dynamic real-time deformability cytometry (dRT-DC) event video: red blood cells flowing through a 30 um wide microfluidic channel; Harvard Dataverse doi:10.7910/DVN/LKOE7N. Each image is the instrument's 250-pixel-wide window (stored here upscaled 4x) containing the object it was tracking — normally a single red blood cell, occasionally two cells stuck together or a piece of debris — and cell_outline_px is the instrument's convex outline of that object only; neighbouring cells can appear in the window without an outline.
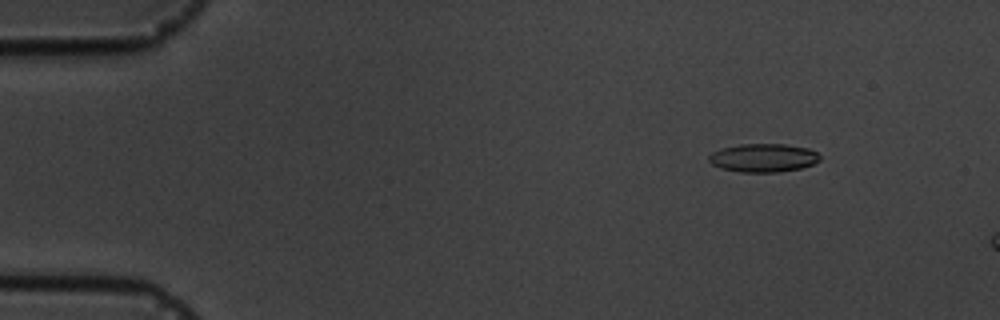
{"species": "common noctule bat (a hibernating species)", "species_latin": "Nyctalus noctula", "temperature_condition": "cold", "stored_images_in_passage": 4, "camera_frame_rate_fps": 3000, "um_per_image_px": 0.085, "animal": {"sex": "male", "body_mass_g": 19.5, "forearm_length_mm": 54.6}, "frame": {"image": 1, "passage_image": 2, "time_ms": 1.0, "image_size_px": [1000, 320], "cell_outline_px": [[820, 160], [812, 164], [800, 168], [780, 172], [740, 172], [720, 168], [712, 164], [708, 160], [708, 156], [712, 152], [724, 148], [740, 144], [784, 144], [808, 148], [816, 152], [820, 156]], "centroid_in_image_um": [64.87, 13.42], "position_along_channel_um": 20.1, "area_um2": 18.32}}